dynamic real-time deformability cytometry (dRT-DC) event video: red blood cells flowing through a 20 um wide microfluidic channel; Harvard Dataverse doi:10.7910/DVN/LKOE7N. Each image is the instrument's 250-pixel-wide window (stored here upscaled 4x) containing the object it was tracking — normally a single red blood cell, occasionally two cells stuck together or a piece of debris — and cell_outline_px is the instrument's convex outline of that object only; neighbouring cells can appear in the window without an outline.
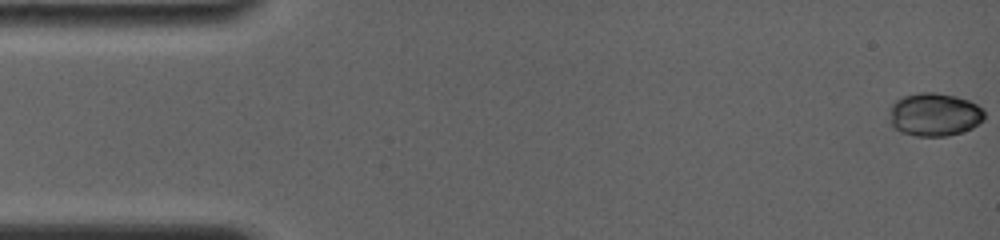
{"species": "common noctule bat (a hibernating species)", "species_latin": "Nyctalus noctula", "temperature_condition": "room temperature", "stored_images_in_passage": 64, "camera_frame_rate_fps": 4000, "um_per_image_px": 0.085, "animal": {"sex": "female", "body_mass_g": 19.0, "forearm_length_mm": 56.7}, "frame": {"image": 1, "passage_image": 1, "time_ms": 0.0, "image_size_px": [1000, 240], "cell_outline_px": [[984, 120], [972, 128], [948, 136], [916, 136], [900, 132], [892, 124], [892, 104], [896, 100], [904, 96], [920, 92], [936, 92], [956, 96], [968, 100], [984, 108]], "centroid_in_image_um": [79.48, 9.73], "position_along_channel_um": 5.5, "area_um2": 23.76}}
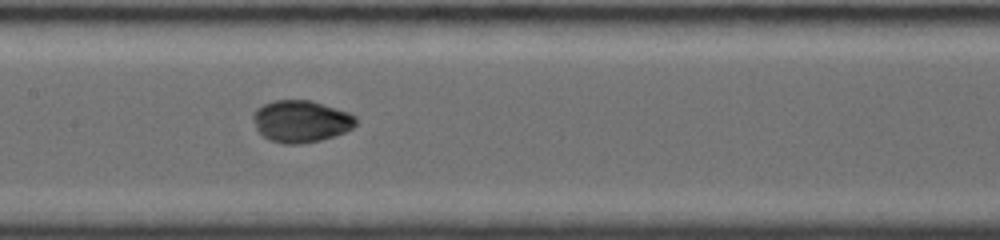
{"frame": {"image": 2, "passage_image": 37, "time_ms": 8.0, "image_size_px": [1000, 240], "cell_outline_px": [[356, 124], [352, 128], [344, 132], [320, 140], [296, 144], [284, 144], [272, 140], [264, 136], [256, 128], [252, 116], [256, 108], [272, 100], [312, 100], [348, 112], [356, 116]], "centroid_in_image_um": [25.58, 10.29], "position_along_channel_um": 181.8, "area_um2": 24.97}}
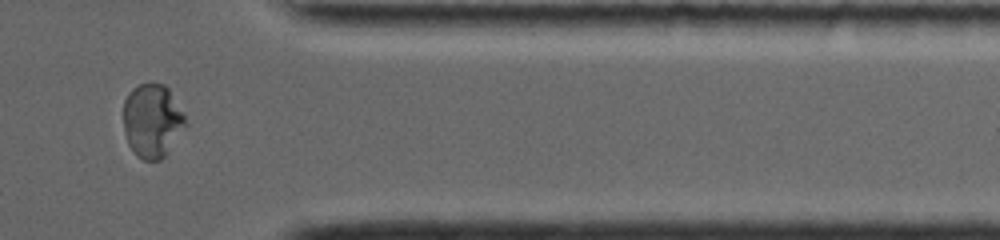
{"frame": {"image": 3, "passage_image": 62, "time_ms": 13.75, "image_size_px": [1000, 240], "cell_outline_px": [[184, 124], [164, 156], [160, 160], [144, 160], [136, 156], [132, 152], [128, 144], [124, 132], [124, 100], [128, 92], [132, 88], [148, 80], [152, 80], [164, 84], [168, 88], [184, 116]], "centroid_in_image_um": [12.86, 10.2], "position_along_channel_um": 398.5, "area_um2": 26.36}}